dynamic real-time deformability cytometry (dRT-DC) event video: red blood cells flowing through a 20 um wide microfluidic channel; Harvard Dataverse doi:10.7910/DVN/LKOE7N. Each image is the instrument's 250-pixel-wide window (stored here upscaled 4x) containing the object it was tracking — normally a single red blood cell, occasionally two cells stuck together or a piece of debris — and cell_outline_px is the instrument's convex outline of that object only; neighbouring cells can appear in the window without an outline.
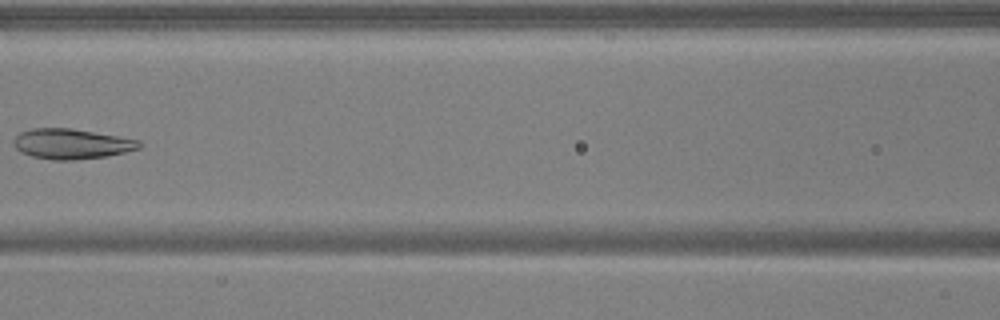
{"species": "common noctule bat (a hibernating species)", "species_latin": "Nyctalus noctula", "temperature_condition": "warm", "stored_images_in_passage": 7, "camera_frame_rate_fps": 3000, "um_per_image_px": 0.085, "animal": {"sex": "male", "body_mass_g": 17.9, "forearm_length_mm": 54.2}, "frame": {"image": 1, "passage_image": 6, "time_ms": 1.667, "image_size_px": [1000, 320], "cell_outline_px": [[144, 144], [140, 148], [124, 152], [104, 156], [76, 160], [52, 160], [32, 156], [20, 152], [12, 144], [12, 140], [20, 132], [32, 128], [72, 128], [140, 140]], "centroid_in_image_um": [6.06, 12.22], "position_along_channel_um": 160.5, "area_um2": 22.2}}
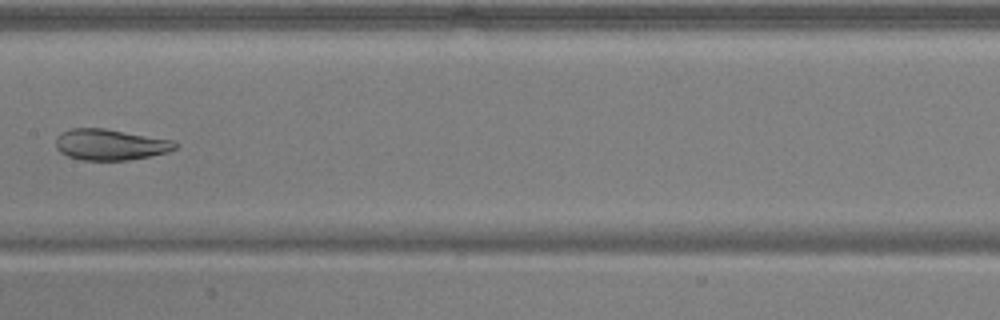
{"frame": {"image": 2, "passage_image": 7, "time_ms": 2.0, "image_size_px": [1000, 320], "cell_outline_px": [[176, 148], [168, 152], [152, 156], [128, 160], [80, 160], [68, 156], [60, 152], [56, 148], [56, 136], [60, 132], [68, 128], [104, 128], [172, 140], [176, 144]], "centroid_in_image_um": [9.33, 12.29], "position_along_channel_um": 198.1, "area_um2": 21.68}}